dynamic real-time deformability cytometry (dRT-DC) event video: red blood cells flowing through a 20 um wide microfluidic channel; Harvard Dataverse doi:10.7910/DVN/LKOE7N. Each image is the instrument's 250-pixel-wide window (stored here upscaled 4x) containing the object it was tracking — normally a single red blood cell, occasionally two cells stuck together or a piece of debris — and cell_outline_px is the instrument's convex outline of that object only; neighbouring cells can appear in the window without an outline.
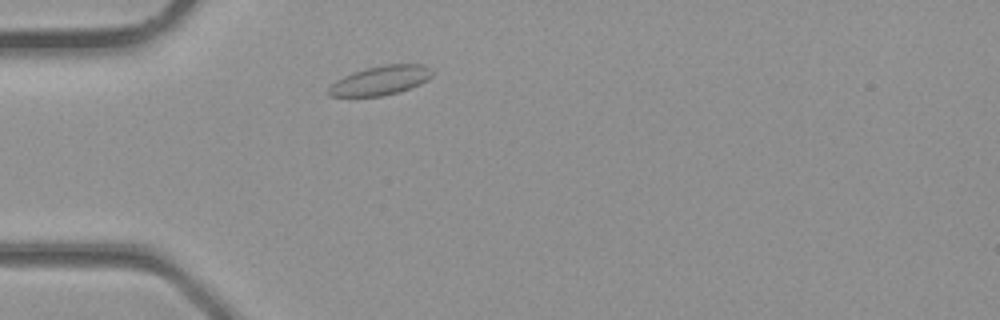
{"species": "common noctule bat (a hibernating species)", "species_latin": "Nyctalus noctula", "temperature_condition": "room temperature", "stored_images_in_passage": 1, "camera_frame_rate_fps": 3000, "um_per_image_px": 0.085, "animal": {"sex": "male", "body_mass_g": 23.1, "forearm_length_mm": 52.7}, "frame": {"image": 1, "passage_image": 1, "time_ms": 0.0, "image_size_px": [1000, 320], "cell_outline_px": [[432, 76], [428, 80], [420, 84], [400, 92], [380, 96], [328, 96], [328, 88], [336, 80], [352, 72], [384, 64], [424, 64], [432, 68]], "centroid_in_image_um": [32.37, 6.83], "position_along_channel_um": 52.6, "area_um2": 17.69}}